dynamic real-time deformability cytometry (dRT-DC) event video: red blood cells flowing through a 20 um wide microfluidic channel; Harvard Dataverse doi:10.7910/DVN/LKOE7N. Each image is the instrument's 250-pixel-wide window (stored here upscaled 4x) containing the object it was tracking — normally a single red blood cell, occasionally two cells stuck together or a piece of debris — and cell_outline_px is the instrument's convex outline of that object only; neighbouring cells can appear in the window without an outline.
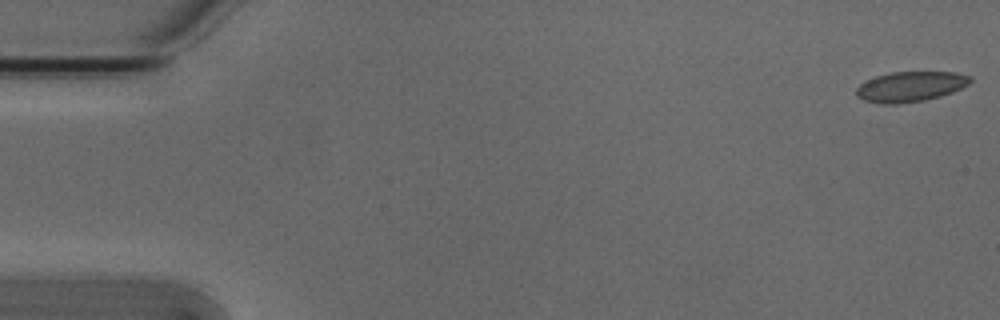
{"species": "Egyptian fruit bat (a non-hibernating species)", "species_latin": "Rousettus aegyptiacus", "temperature_condition": "cold", "stored_images_in_passage": 7, "camera_frame_rate_fps": 3000, "um_per_image_px": 0.085, "animal": {"sex": "male"}, "frame": {"image": 1, "passage_image": 1, "time_ms": 0.0, "image_size_px": [1000, 320], "cell_outline_px": [[972, 80], [968, 84], [952, 92], [940, 96], [924, 100], [896, 104], [880, 104], [864, 100], [856, 96], [856, 88], [864, 80], [876, 76], [892, 72], [956, 72], [972, 76]], "centroid_in_image_um": [77.36, 7.35], "position_along_channel_um": 7.6, "area_um2": 20.11}}